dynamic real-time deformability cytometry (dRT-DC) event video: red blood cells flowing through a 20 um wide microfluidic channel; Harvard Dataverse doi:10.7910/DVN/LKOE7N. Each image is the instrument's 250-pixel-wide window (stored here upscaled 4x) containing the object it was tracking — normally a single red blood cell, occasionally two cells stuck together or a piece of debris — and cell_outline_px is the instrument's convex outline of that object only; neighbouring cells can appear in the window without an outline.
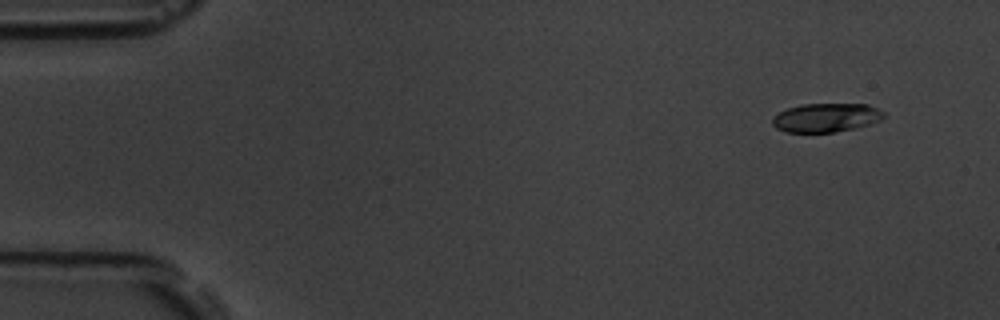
{"species": "common noctule bat (a hibernating species)", "species_latin": "Nyctalus noctula", "temperature_condition": "room temperature", "stored_images_in_passage": 8, "camera_frame_rate_fps": 3000, "um_per_image_px": 0.085, "animal": {"sex": "male", "body_mass_g": 19.5, "forearm_length_mm": 54.6}, "frame": {"image": 1, "passage_image": 2, "time_ms": 1.0, "image_size_px": [1000, 320], "cell_outline_px": [[884, 116], [880, 120], [872, 124], [832, 132], [784, 132], [776, 128], [772, 124], [772, 116], [788, 108], [804, 104], [868, 104], [884, 112]], "centroid_in_image_um": [70.2, 10.0], "position_along_channel_um": 14.8, "area_um2": 18.61}}
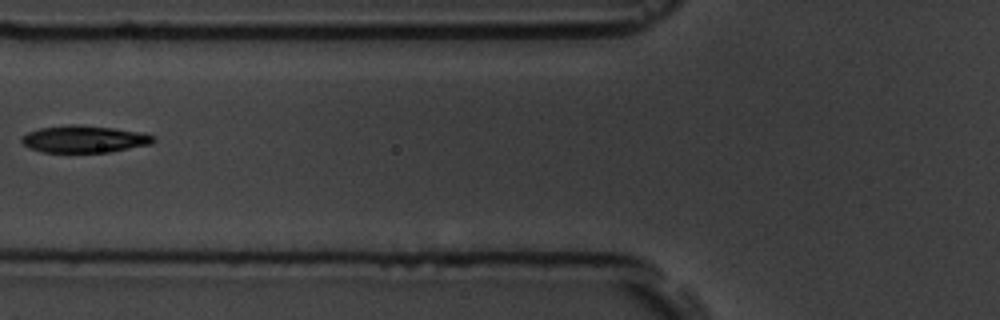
{"frame": {"image": 2, "passage_image": 7, "time_ms": 7.0, "image_size_px": [1000, 320], "cell_outline_px": [[156, 140], [152, 144], [108, 152], [44, 152], [28, 148], [20, 140], [28, 132], [40, 128], [68, 124], [80, 124], [112, 128], [140, 132], [156, 136]], "centroid_in_image_um": [7.17, 11.82], "position_along_channel_um": 118.6, "area_um2": 20.81}}
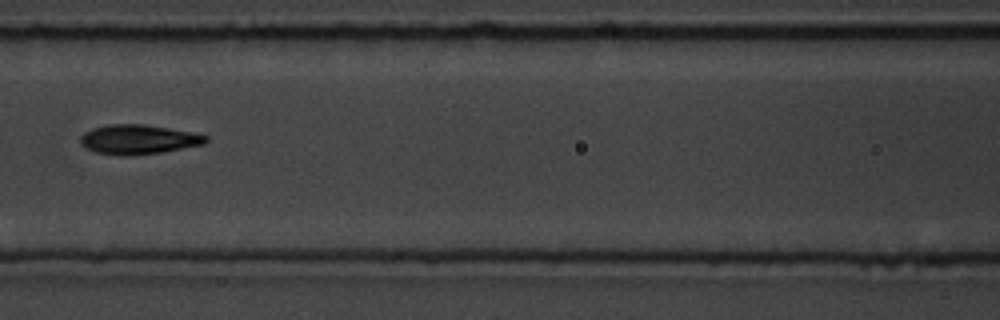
{"frame": {"image": 3, "passage_image": 8, "time_ms": 8.0, "image_size_px": [1000, 320], "cell_outline_px": [[208, 140], [204, 144], [160, 152], [128, 156], [120, 156], [96, 152], [84, 148], [80, 144], [80, 136], [84, 132], [92, 128], [108, 124], [144, 124], [168, 128], [208, 136]], "centroid_in_image_um": [11.69, 11.85], "position_along_channel_um": 154.9, "area_um2": 21.5}}